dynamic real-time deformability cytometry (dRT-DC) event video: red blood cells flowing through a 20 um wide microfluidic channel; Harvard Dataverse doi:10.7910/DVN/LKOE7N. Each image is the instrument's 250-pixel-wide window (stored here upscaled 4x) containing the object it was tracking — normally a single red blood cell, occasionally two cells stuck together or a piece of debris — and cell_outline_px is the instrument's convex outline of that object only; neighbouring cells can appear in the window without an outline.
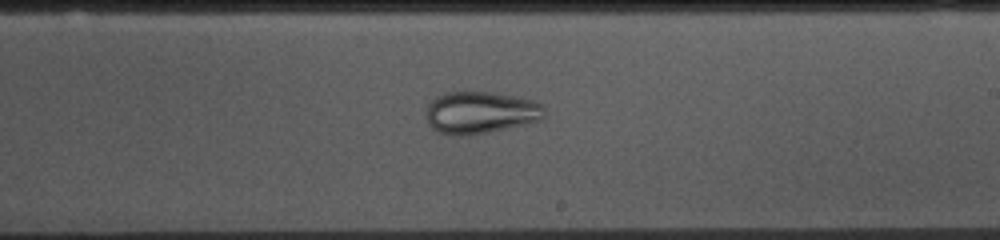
{"species": "common noctule bat (a hibernating species)", "species_latin": "Nyctalus noctula", "temperature_condition": "cold", "stored_images_in_passage": 50, "camera_frame_rate_fps": 3000, "um_per_image_px": 0.085, "animal": {"sex": "female", "body_mass_g": 10.0, "forearm_length_mm": 53.1}, "frame": {"image": 1, "passage_image": 30, "time_ms": 9.667, "image_size_px": [1000, 240], "cell_outline_px": [[544, 116], [540, 120], [528, 124], [468, 136], [452, 136], [436, 132], [428, 124], [428, 104], [436, 96], [444, 92], [492, 92], [516, 96], [532, 100], [544, 104]], "centroid_in_image_um": [40.85, 9.58], "position_along_channel_um": 248.1, "area_um2": 29.36}}
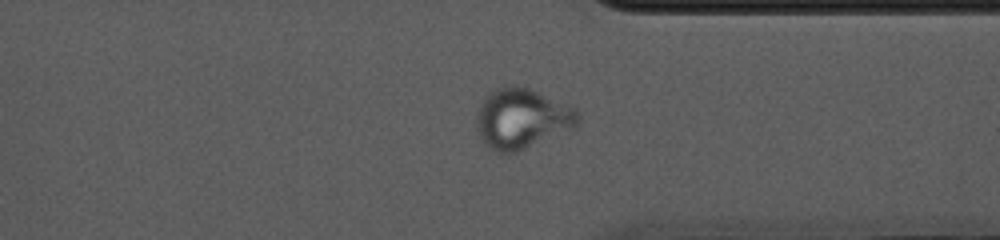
{"frame": {"image": 2, "passage_image": 40, "time_ms": 13.0, "image_size_px": [1000, 240], "cell_outline_px": [[580, 116], [576, 124], [572, 128], [516, 152], [496, 152], [480, 136], [476, 128], [476, 116], [480, 104], [484, 96], [488, 92], [504, 84], [512, 84], [528, 88], [572, 104], [576, 108]], "centroid_in_image_um": [44.36, 10.01], "position_along_channel_um": 367.0, "area_um2": 35.6}}
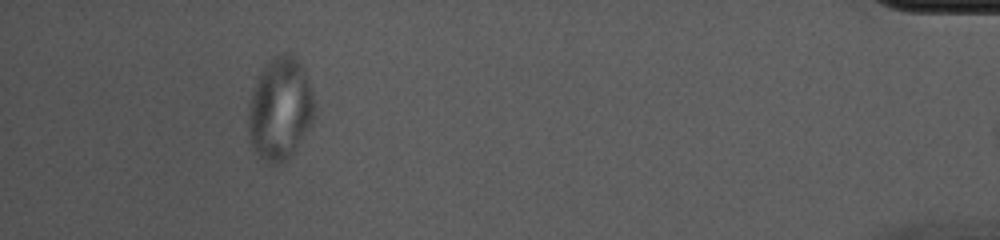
{"frame": {"image": 3, "passage_image": 49, "time_ms": 16.0, "image_size_px": [1000, 240], "cell_outline_px": [[316, 116], [312, 124], [292, 156], [284, 164], [268, 164], [252, 152], [248, 132], [248, 104], [252, 88], [256, 76], [264, 64], [268, 60], [284, 52], [292, 52], [300, 60], [308, 80], [316, 104]], "centroid_in_image_um": [23.8, 9.27], "position_along_channel_um": 411.4, "area_um2": 41.21}}